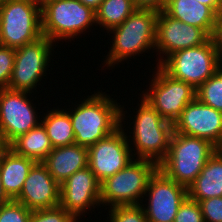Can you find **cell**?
I'll return each mask as SVG.
<instances>
[{"mask_svg":"<svg viewBox=\"0 0 222 222\" xmlns=\"http://www.w3.org/2000/svg\"><path fill=\"white\" fill-rule=\"evenodd\" d=\"M76 104L72 110L66 108L72 122L75 144L88 148L120 127L121 104L110 94L95 91Z\"/></svg>","mask_w":222,"mask_h":222,"instance_id":"6da1fadb","label":"cell"},{"mask_svg":"<svg viewBox=\"0 0 222 222\" xmlns=\"http://www.w3.org/2000/svg\"><path fill=\"white\" fill-rule=\"evenodd\" d=\"M158 11L136 9L121 25L112 28L107 34L112 35L110 49L102 65L106 69L117 66L143 53H154ZM110 32V33H109ZM117 64V65H116Z\"/></svg>","mask_w":222,"mask_h":222,"instance_id":"7a4b0ae2","label":"cell"},{"mask_svg":"<svg viewBox=\"0 0 222 222\" xmlns=\"http://www.w3.org/2000/svg\"><path fill=\"white\" fill-rule=\"evenodd\" d=\"M140 104L133 110H137L129 121L131 129L127 139L133 158L151 160L159 165L167 156L170 139L173 134V123L165 120L141 95ZM127 129V130H126ZM133 129V130H132ZM129 130V131H128ZM133 135V136H132ZM133 145V146H132ZM134 151V152H133ZM136 151V152H135Z\"/></svg>","mask_w":222,"mask_h":222,"instance_id":"3957f363","label":"cell"},{"mask_svg":"<svg viewBox=\"0 0 222 222\" xmlns=\"http://www.w3.org/2000/svg\"><path fill=\"white\" fill-rule=\"evenodd\" d=\"M210 141L173 131L165 159L158 165L168 178L188 188L217 151Z\"/></svg>","mask_w":222,"mask_h":222,"instance_id":"277c9868","label":"cell"},{"mask_svg":"<svg viewBox=\"0 0 222 222\" xmlns=\"http://www.w3.org/2000/svg\"><path fill=\"white\" fill-rule=\"evenodd\" d=\"M41 19L43 36L55 44L77 40L96 26L95 11L79 0H47L41 5Z\"/></svg>","mask_w":222,"mask_h":222,"instance_id":"5b68a950","label":"cell"},{"mask_svg":"<svg viewBox=\"0 0 222 222\" xmlns=\"http://www.w3.org/2000/svg\"><path fill=\"white\" fill-rule=\"evenodd\" d=\"M157 169L158 165L151 160L134 158L100 184L101 206L141 204L149 179Z\"/></svg>","mask_w":222,"mask_h":222,"instance_id":"8992f818","label":"cell"},{"mask_svg":"<svg viewBox=\"0 0 222 222\" xmlns=\"http://www.w3.org/2000/svg\"><path fill=\"white\" fill-rule=\"evenodd\" d=\"M42 36L41 4L0 0V45L18 49Z\"/></svg>","mask_w":222,"mask_h":222,"instance_id":"52a82bcc","label":"cell"},{"mask_svg":"<svg viewBox=\"0 0 222 222\" xmlns=\"http://www.w3.org/2000/svg\"><path fill=\"white\" fill-rule=\"evenodd\" d=\"M168 75L197 89L221 66L211 39L206 43L176 51L159 65Z\"/></svg>","mask_w":222,"mask_h":222,"instance_id":"ba28073f","label":"cell"},{"mask_svg":"<svg viewBox=\"0 0 222 222\" xmlns=\"http://www.w3.org/2000/svg\"><path fill=\"white\" fill-rule=\"evenodd\" d=\"M156 67L151 81H148V88L140 95L162 118L174 124L183 109L196 98V89L184 81L172 78L159 65Z\"/></svg>","mask_w":222,"mask_h":222,"instance_id":"9c48e42d","label":"cell"},{"mask_svg":"<svg viewBox=\"0 0 222 222\" xmlns=\"http://www.w3.org/2000/svg\"><path fill=\"white\" fill-rule=\"evenodd\" d=\"M56 44L45 36L16 49L14 67L8 88L36 94L43 77H47L49 63ZM53 52V53H52ZM51 55V56H50Z\"/></svg>","mask_w":222,"mask_h":222,"instance_id":"30bf717a","label":"cell"},{"mask_svg":"<svg viewBox=\"0 0 222 222\" xmlns=\"http://www.w3.org/2000/svg\"><path fill=\"white\" fill-rule=\"evenodd\" d=\"M124 106L120 105V127L111 135L88 147V167L100 184L134 159L127 133L123 129L127 127L124 120H127L128 113L127 110L124 111Z\"/></svg>","mask_w":222,"mask_h":222,"instance_id":"8fae6325","label":"cell"},{"mask_svg":"<svg viewBox=\"0 0 222 222\" xmlns=\"http://www.w3.org/2000/svg\"><path fill=\"white\" fill-rule=\"evenodd\" d=\"M31 94L9 88L0 89V129L8 145L41 123L42 115L38 114V107L32 102L34 98L29 97Z\"/></svg>","mask_w":222,"mask_h":222,"instance_id":"7c38bea8","label":"cell"},{"mask_svg":"<svg viewBox=\"0 0 222 222\" xmlns=\"http://www.w3.org/2000/svg\"><path fill=\"white\" fill-rule=\"evenodd\" d=\"M187 196V187L176 183L157 169L149 179L145 201L141 203L147 221L174 222L178 209Z\"/></svg>","mask_w":222,"mask_h":222,"instance_id":"4fadbf2b","label":"cell"},{"mask_svg":"<svg viewBox=\"0 0 222 222\" xmlns=\"http://www.w3.org/2000/svg\"><path fill=\"white\" fill-rule=\"evenodd\" d=\"M209 39L210 36L203 29L173 19L164 11H160L156 29V66L160 65L172 53L200 46Z\"/></svg>","mask_w":222,"mask_h":222,"instance_id":"5bb4252c","label":"cell"},{"mask_svg":"<svg viewBox=\"0 0 222 222\" xmlns=\"http://www.w3.org/2000/svg\"><path fill=\"white\" fill-rule=\"evenodd\" d=\"M59 205L79 222L85 214H89L87 211L93 209L94 212L96 206L97 209L102 207L100 183L88 166L73 173L60 184Z\"/></svg>","mask_w":222,"mask_h":222,"instance_id":"9a60e30c","label":"cell"},{"mask_svg":"<svg viewBox=\"0 0 222 222\" xmlns=\"http://www.w3.org/2000/svg\"><path fill=\"white\" fill-rule=\"evenodd\" d=\"M174 132L203 138L222 149V112L195 98L173 124Z\"/></svg>","mask_w":222,"mask_h":222,"instance_id":"2e32d148","label":"cell"},{"mask_svg":"<svg viewBox=\"0 0 222 222\" xmlns=\"http://www.w3.org/2000/svg\"><path fill=\"white\" fill-rule=\"evenodd\" d=\"M14 200L30 210L59 206L60 184L43 163L36 162L30 169L20 194Z\"/></svg>","mask_w":222,"mask_h":222,"instance_id":"e0dca14e","label":"cell"},{"mask_svg":"<svg viewBox=\"0 0 222 222\" xmlns=\"http://www.w3.org/2000/svg\"><path fill=\"white\" fill-rule=\"evenodd\" d=\"M42 163L51 176L62 184L73 173L88 166V148L77 144L55 147Z\"/></svg>","mask_w":222,"mask_h":222,"instance_id":"ac0fdd59","label":"cell"},{"mask_svg":"<svg viewBox=\"0 0 222 222\" xmlns=\"http://www.w3.org/2000/svg\"><path fill=\"white\" fill-rule=\"evenodd\" d=\"M36 162L7 148L0 156V176L4 193L15 199L21 192L30 169Z\"/></svg>","mask_w":222,"mask_h":222,"instance_id":"d6986e66","label":"cell"},{"mask_svg":"<svg viewBox=\"0 0 222 222\" xmlns=\"http://www.w3.org/2000/svg\"><path fill=\"white\" fill-rule=\"evenodd\" d=\"M188 197L200 202L213 197H222V149L209 158L201 173L187 188Z\"/></svg>","mask_w":222,"mask_h":222,"instance_id":"ffe728a7","label":"cell"},{"mask_svg":"<svg viewBox=\"0 0 222 222\" xmlns=\"http://www.w3.org/2000/svg\"><path fill=\"white\" fill-rule=\"evenodd\" d=\"M164 12L173 19L203 29L209 36L217 14L196 0H168Z\"/></svg>","mask_w":222,"mask_h":222,"instance_id":"44dd1931","label":"cell"},{"mask_svg":"<svg viewBox=\"0 0 222 222\" xmlns=\"http://www.w3.org/2000/svg\"><path fill=\"white\" fill-rule=\"evenodd\" d=\"M16 154L42 163L53 146L42 123H39L27 133L19 135L9 145Z\"/></svg>","mask_w":222,"mask_h":222,"instance_id":"7402d4cb","label":"cell"},{"mask_svg":"<svg viewBox=\"0 0 222 222\" xmlns=\"http://www.w3.org/2000/svg\"><path fill=\"white\" fill-rule=\"evenodd\" d=\"M42 111L41 123L45 127L53 148L75 144V135L68 110L53 108ZM43 117V118H42Z\"/></svg>","mask_w":222,"mask_h":222,"instance_id":"603a6c76","label":"cell"},{"mask_svg":"<svg viewBox=\"0 0 222 222\" xmlns=\"http://www.w3.org/2000/svg\"><path fill=\"white\" fill-rule=\"evenodd\" d=\"M136 9L133 0H103L95 11L96 25L108 32L121 25Z\"/></svg>","mask_w":222,"mask_h":222,"instance_id":"cb8c5ba5","label":"cell"},{"mask_svg":"<svg viewBox=\"0 0 222 222\" xmlns=\"http://www.w3.org/2000/svg\"><path fill=\"white\" fill-rule=\"evenodd\" d=\"M196 98L222 112V66L196 89Z\"/></svg>","mask_w":222,"mask_h":222,"instance_id":"d4e9b609","label":"cell"},{"mask_svg":"<svg viewBox=\"0 0 222 222\" xmlns=\"http://www.w3.org/2000/svg\"><path fill=\"white\" fill-rule=\"evenodd\" d=\"M108 209L109 216L106 221L109 222H148L141 204L114 206Z\"/></svg>","mask_w":222,"mask_h":222,"instance_id":"484cf974","label":"cell"},{"mask_svg":"<svg viewBox=\"0 0 222 222\" xmlns=\"http://www.w3.org/2000/svg\"><path fill=\"white\" fill-rule=\"evenodd\" d=\"M32 210L14 199L0 206V222H30Z\"/></svg>","mask_w":222,"mask_h":222,"instance_id":"4316f807","label":"cell"},{"mask_svg":"<svg viewBox=\"0 0 222 222\" xmlns=\"http://www.w3.org/2000/svg\"><path fill=\"white\" fill-rule=\"evenodd\" d=\"M30 222H79L60 205L53 208L32 210Z\"/></svg>","mask_w":222,"mask_h":222,"instance_id":"83f0119b","label":"cell"},{"mask_svg":"<svg viewBox=\"0 0 222 222\" xmlns=\"http://www.w3.org/2000/svg\"><path fill=\"white\" fill-rule=\"evenodd\" d=\"M174 222H204L199 202L187 196L180 205Z\"/></svg>","mask_w":222,"mask_h":222,"instance_id":"f1b7e54d","label":"cell"},{"mask_svg":"<svg viewBox=\"0 0 222 222\" xmlns=\"http://www.w3.org/2000/svg\"><path fill=\"white\" fill-rule=\"evenodd\" d=\"M16 49L0 45V89L8 88L14 67Z\"/></svg>","mask_w":222,"mask_h":222,"instance_id":"f546056e","label":"cell"},{"mask_svg":"<svg viewBox=\"0 0 222 222\" xmlns=\"http://www.w3.org/2000/svg\"><path fill=\"white\" fill-rule=\"evenodd\" d=\"M204 222H222V197H213L199 202Z\"/></svg>","mask_w":222,"mask_h":222,"instance_id":"4dcf8cb0","label":"cell"},{"mask_svg":"<svg viewBox=\"0 0 222 222\" xmlns=\"http://www.w3.org/2000/svg\"><path fill=\"white\" fill-rule=\"evenodd\" d=\"M210 39L222 64V14L217 15Z\"/></svg>","mask_w":222,"mask_h":222,"instance_id":"1f68e13d","label":"cell"},{"mask_svg":"<svg viewBox=\"0 0 222 222\" xmlns=\"http://www.w3.org/2000/svg\"><path fill=\"white\" fill-rule=\"evenodd\" d=\"M168 0H133L137 9H151L155 11H164Z\"/></svg>","mask_w":222,"mask_h":222,"instance_id":"d6a6232c","label":"cell"},{"mask_svg":"<svg viewBox=\"0 0 222 222\" xmlns=\"http://www.w3.org/2000/svg\"><path fill=\"white\" fill-rule=\"evenodd\" d=\"M206 6H209L217 15H219L220 0H196Z\"/></svg>","mask_w":222,"mask_h":222,"instance_id":"836d02e7","label":"cell"},{"mask_svg":"<svg viewBox=\"0 0 222 222\" xmlns=\"http://www.w3.org/2000/svg\"><path fill=\"white\" fill-rule=\"evenodd\" d=\"M83 5L91 7L94 11H96L103 0H79Z\"/></svg>","mask_w":222,"mask_h":222,"instance_id":"e575fe53","label":"cell"},{"mask_svg":"<svg viewBox=\"0 0 222 222\" xmlns=\"http://www.w3.org/2000/svg\"><path fill=\"white\" fill-rule=\"evenodd\" d=\"M9 200L11 199L4 193L2 183H1V176H0V206L5 204Z\"/></svg>","mask_w":222,"mask_h":222,"instance_id":"d590c367","label":"cell"},{"mask_svg":"<svg viewBox=\"0 0 222 222\" xmlns=\"http://www.w3.org/2000/svg\"><path fill=\"white\" fill-rule=\"evenodd\" d=\"M8 148V144L5 142L1 129H0V156Z\"/></svg>","mask_w":222,"mask_h":222,"instance_id":"8d00e7d4","label":"cell"},{"mask_svg":"<svg viewBox=\"0 0 222 222\" xmlns=\"http://www.w3.org/2000/svg\"><path fill=\"white\" fill-rule=\"evenodd\" d=\"M32 1H35V2H37V3H39V4H43L45 1H47V0H32Z\"/></svg>","mask_w":222,"mask_h":222,"instance_id":"74e56055","label":"cell"},{"mask_svg":"<svg viewBox=\"0 0 222 222\" xmlns=\"http://www.w3.org/2000/svg\"><path fill=\"white\" fill-rule=\"evenodd\" d=\"M219 14H222V0H220V5H219Z\"/></svg>","mask_w":222,"mask_h":222,"instance_id":"f35d334b","label":"cell"}]
</instances>
